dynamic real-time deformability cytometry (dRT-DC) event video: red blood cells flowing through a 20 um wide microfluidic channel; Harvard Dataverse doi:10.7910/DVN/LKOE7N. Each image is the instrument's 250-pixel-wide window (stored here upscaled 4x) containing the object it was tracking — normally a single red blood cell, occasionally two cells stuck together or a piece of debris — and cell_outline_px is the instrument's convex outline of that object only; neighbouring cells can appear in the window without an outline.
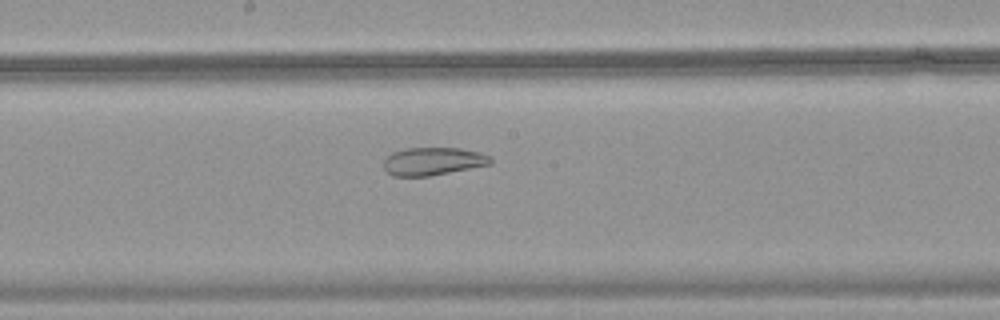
{"species": "common noctule bat (a hibernating species)", "species_latin": "Nyctalus noctula", "temperature_condition": "warm", "stored_images_in_passage": 43, "camera_frame_rate_fps": 3000, "um_per_image_px": 0.085, "animal": {"sex": "female", "body_mass_g": 18.4}, "frame": {"image": 1, "passage_image": 20, "time_ms": 6.333, "image_size_px": [1000, 320], "cell_outline_px": [[492, 164], [428, 176], [392, 176], [384, 168], [384, 160], [392, 152], [404, 148], [460, 148], [480, 152], [492, 156]], "centroid_in_image_um": [36.82, 13.7], "position_along_channel_um": 211.4, "area_um2": 17.4}}
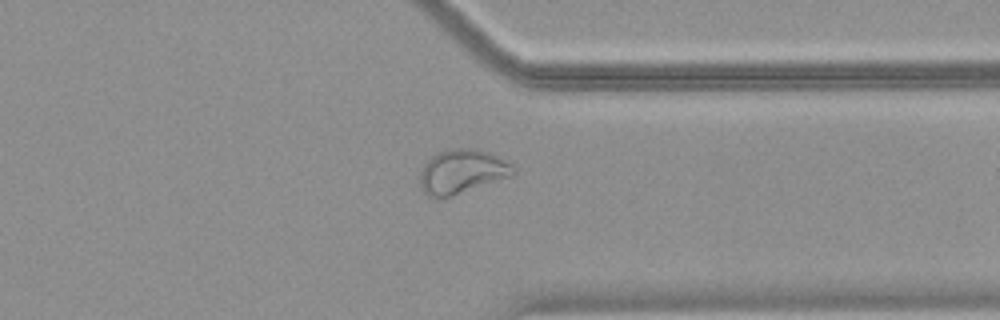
{"frame": {"image": 2, "passage_image": 32, "time_ms": 10.333, "image_size_px": [1000, 320], "cell_outline_px": [[516, 172], [512, 176], [452, 196], [428, 196], [424, 192], [420, 184], [420, 176], [424, 164], [436, 152], [452, 148], [476, 148], [488, 152], [512, 164], [516, 168]], "centroid_in_image_um": [39.29, 14.56], "position_along_channel_um": 372.1, "area_um2": 23.87}}
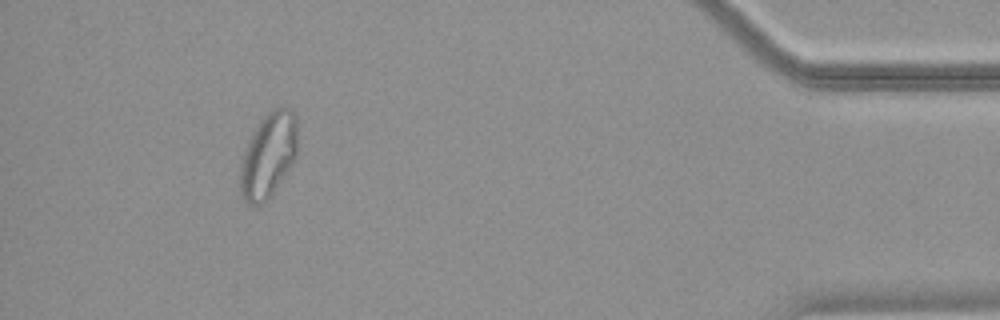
{"frame": {"image": 3, "passage_image": 39, "time_ms": 12.667, "image_size_px": [1000, 320], "cell_outline_px": [[296, 156], [272, 192], [260, 204], [248, 204], [244, 200], [240, 192], [240, 164], [248, 140], [252, 132], [260, 120], [272, 108], [292, 108], [296, 112]], "centroid_in_image_um": [22.79, 13.14], "position_along_channel_um": 412.4, "area_um2": 27.86}}